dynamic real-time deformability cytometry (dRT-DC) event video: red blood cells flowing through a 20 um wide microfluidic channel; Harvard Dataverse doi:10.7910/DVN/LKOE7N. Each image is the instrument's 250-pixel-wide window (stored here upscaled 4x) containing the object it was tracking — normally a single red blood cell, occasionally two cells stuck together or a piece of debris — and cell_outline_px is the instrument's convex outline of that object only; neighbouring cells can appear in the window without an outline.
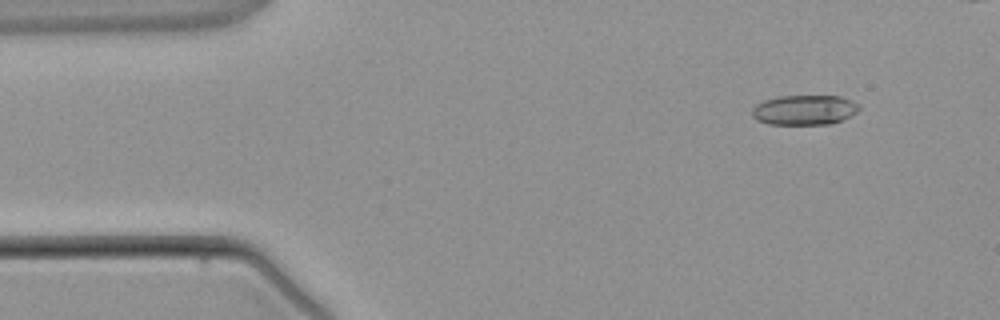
{"species": "common noctule bat (a hibernating species)", "species_latin": "Nyctalus noctula", "temperature_condition": "warm", "stored_images_in_passage": 4, "camera_frame_rate_fps": 3000, "um_per_image_px": 0.085, "animal": {"sex": "male", "body_mass_g": 21.5, "forearm_length_mm": 52.0}, "frame": {"image": 1, "passage_image": 1, "time_ms": 0.0, "image_size_px": [1000, 320], "cell_outline_px": [[860, 108], [856, 112], [832, 124], [768, 124], [756, 120], [752, 116], [752, 108], [756, 104], [764, 100], [776, 96], [840, 96], [856, 104]], "centroid_in_image_um": [68.3, 9.35], "position_along_channel_um": 16.7, "area_um2": 18.5}}